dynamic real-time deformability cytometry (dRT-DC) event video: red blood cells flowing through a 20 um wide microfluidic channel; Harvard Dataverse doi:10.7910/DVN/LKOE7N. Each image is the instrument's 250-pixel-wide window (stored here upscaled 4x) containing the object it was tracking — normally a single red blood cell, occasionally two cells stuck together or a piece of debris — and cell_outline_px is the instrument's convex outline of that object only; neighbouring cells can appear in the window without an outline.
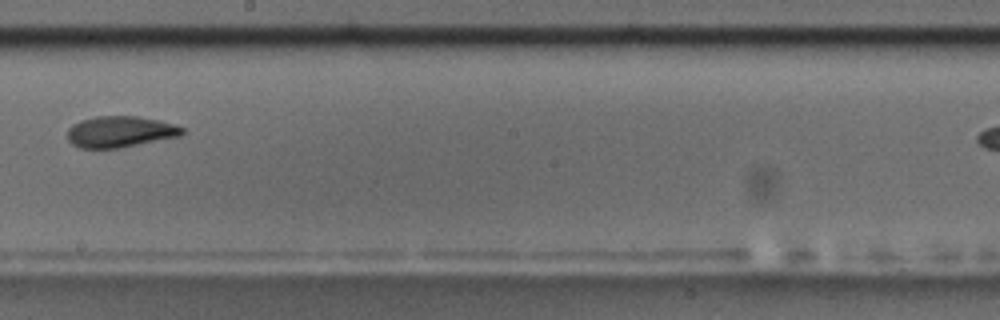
{"species": "common noctule bat (a hibernating species)", "species_latin": "Nyctalus noctula", "temperature_condition": "room temperature", "stored_images_in_passage": 12, "camera_frame_rate_fps": 3000, "um_per_image_px": 0.085, "animal": {"sex": "male", "body_mass_g": 17.5, "forearm_length_mm": 52.3}, "frame": {"image": 1, "passage_image": 9, "time_ms": 10.333, "image_size_px": [1000, 320], "cell_outline_px": [[184, 132], [180, 136], [120, 148], [80, 148], [72, 144], [68, 140], [68, 128], [72, 124], [80, 120], [96, 116], [136, 116], [156, 120], [172, 124], [184, 128]], "centroid_in_image_um": [10.17, 11.2], "position_along_channel_um": 238.0, "area_um2": 20.81}}
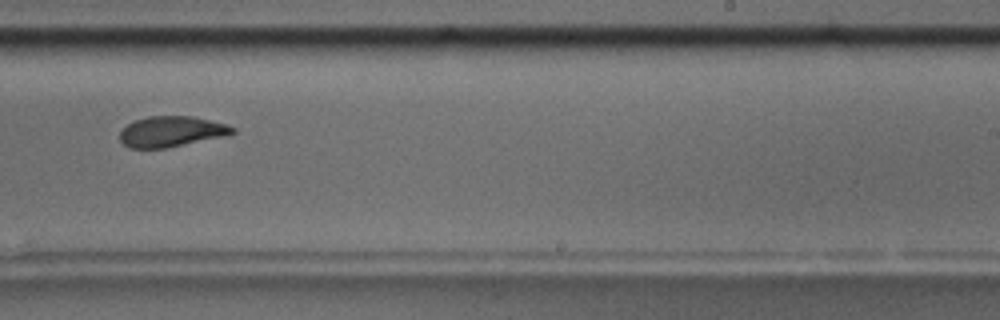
{"frame": {"image": 2, "passage_image": 10, "time_ms": 11.333, "image_size_px": [1000, 320], "cell_outline_px": [[236, 132], [228, 136], [164, 148], [128, 148], [120, 140], [120, 132], [128, 124], [136, 120], [148, 116], [192, 116], [224, 124], [236, 128]], "centroid_in_image_um": [14.58, 11.19], "position_along_channel_um": 274.4, "area_um2": 20.0}}